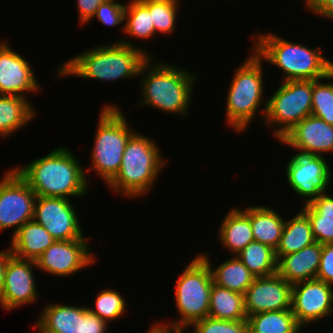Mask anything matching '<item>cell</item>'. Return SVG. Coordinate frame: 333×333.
<instances>
[{
	"mask_svg": "<svg viewBox=\"0 0 333 333\" xmlns=\"http://www.w3.org/2000/svg\"><path fill=\"white\" fill-rule=\"evenodd\" d=\"M145 50L125 38L113 44H101L64 62L57 69V77L73 75L107 82L135 78L142 64L151 57Z\"/></svg>",
	"mask_w": 333,
	"mask_h": 333,
	"instance_id": "1",
	"label": "cell"
},
{
	"mask_svg": "<svg viewBox=\"0 0 333 333\" xmlns=\"http://www.w3.org/2000/svg\"><path fill=\"white\" fill-rule=\"evenodd\" d=\"M77 159L62 146L26 166L13 168L37 196L69 199L86 195L88 191L87 169Z\"/></svg>",
	"mask_w": 333,
	"mask_h": 333,
	"instance_id": "2",
	"label": "cell"
},
{
	"mask_svg": "<svg viewBox=\"0 0 333 333\" xmlns=\"http://www.w3.org/2000/svg\"><path fill=\"white\" fill-rule=\"evenodd\" d=\"M149 57L141 66L140 105H146L166 113L181 117L186 116L192 103L193 86L196 82L195 73H191L167 62L152 64ZM195 74V75H194ZM145 78V79H144ZM142 98V99H141Z\"/></svg>",
	"mask_w": 333,
	"mask_h": 333,
	"instance_id": "3",
	"label": "cell"
},
{
	"mask_svg": "<svg viewBox=\"0 0 333 333\" xmlns=\"http://www.w3.org/2000/svg\"><path fill=\"white\" fill-rule=\"evenodd\" d=\"M257 35L251 49L262 60L283 70V81L318 80L330 74L331 60L322 55L321 47L308 48L275 33Z\"/></svg>",
	"mask_w": 333,
	"mask_h": 333,
	"instance_id": "4",
	"label": "cell"
},
{
	"mask_svg": "<svg viewBox=\"0 0 333 333\" xmlns=\"http://www.w3.org/2000/svg\"><path fill=\"white\" fill-rule=\"evenodd\" d=\"M159 150L157 142L135 132L126 144L119 172L107 186L128 198L148 193L166 164Z\"/></svg>",
	"mask_w": 333,
	"mask_h": 333,
	"instance_id": "5",
	"label": "cell"
},
{
	"mask_svg": "<svg viewBox=\"0 0 333 333\" xmlns=\"http://www.w3.org/2000/svg\"><path fill=\"white\" fill-rule=\"evenodd\" d=\"M251 53L234 71L226 98V122L236 132H243L248 128L262 102L265 106L260 110L259 118L264 120L267 109V99L265 101L263 98V60L254 50Z\"/></svg>",
	"mask_w": 333,
	"mask_h": 333,
	"instance_id": "6",
	"label": "cell"
},
{
	"mask_svg": "<svg viewBox=\"0 0 333 333\" xmlns=\"http://www.w3.org/2000/svg\"><path fill=\"white\" fill-rule=\"evenodd\" d=\"M175 283V306L180 320L155 324L167 330L184 331L194 322L208 317L213 284L209 264L200 255L195 256Z\"/></svg>",
	"mask_w": 333,
	"mask_h": 333,
	"instance_id": "7",
	"label": "cell"
},
{
	"mask_svg": "<svg viewBox=\"0 0 333 333\" xmlns=\"http://www.w3.org/2000/svg\"><path fill=\"white\" fill-rule=\"evenodd\" d=\"M103 106L94 136L90 168L108 184L119 172L126 144L136 131L128 126L124 112L116 104L105 103Z\"/></svg>",
	"mask_w": 333,
	"mask_h": 333,
	"instance_id": "8",
	"label": "cell"
},
{
	"mask_svg": "<svg viewBox=\"0 0 333 333\" xmlns=\"http://www.w3.org/2000/svg\"><path fill=\"white\" fill-rule=\"evenodd\" d=\"M312 94L313 80H290L282 81L274 94L267 99L263 122L267 127H274V137L278 141L311 115Z\"/></svg>",
	"mask_w": 333,
	"mask_h": 333,
	"instance_id": "9",
	"label": "cell"
},
{
	"mask_svg": "<svg viewBox=\"0 0 333 333\" xmlns=\"http://www.w3.org/2000/svg\"><path fill=\"white\" fill-rule=\"evenodd\" d=\"M36 197L14 168L8 170L0 181V231L13 227L14 235L25 222L33 220Z\"/></svg>",
	"mask_w": 333,
	"mask_h": 333,
	"instance_id": "10",
	"label": "cell"
},
{
	"mask_svg": "<svg viewBox=\"0 0 333 333\" xmlns=\"http://www.w3.org/2000/svg\"><path fill=\"white\" fill-rule=\"evenodd\" d=\"M34 325L38 333H107L108 323L88 307L48 304Z\"/></svg>",
	"mask_w": 333,
	"mask_h": 333,
	"instance_id": "11",
	"label": "cell"
},
{
	"mask_svg": "<svg viewBox=\"0 0 333 333\" xmlns=\"http://www.w3.org/2000/svg\"><path fill=\"white\" fill-rule=\"evenodd\" d=\"M324 158L296 153L287 163L285 171L288 184L296 194L305 198L304 205L310 204L321 193L329 190L331 170Z\"/></svg>",
	"mask_w": 333,
	"mask_h": 333,
	"instance_id": "12",
	"label": "cell"
},
{
	"mask_svg": "<svg viewBox=\"0 0 333 333\" xmlns=\"http://www.w3.org/2000/svg\"><path fill=\"white\" fill-rule=\"evenodd\" d=\"M74 207L71 199L37 196L33 220L44 226L55 240L89 239L83 236Z\"/></svg>",
	"mask_w": 333,
	"mask_h": 333,
	"instance_id": "13",
	"label": "cell"
},
{
	"mask_svg": "<svg viewBox=\"0 0 333 333\" xmlns=\"http://www.w3.org/2000/svg\"><path fill=\"white\" fill-rule=\"evenodd\" d=\"M88 240H55L36 259V269L49 273V275L68 277L95 264L98 258L91 253Z\"/></svg>",
	"mask_w": 333,
	"mask_h": 333,
	"instance_id": "14",
	"label": "cell"
},
{
	"mask_svg": "<svg viewBox=\"0 0 333 333\" xmlns=\"http://www.w3.org/2000/svg\"><path fill=\"white\" fill-rule=\"evenodd\" d=\"M292 312L303 328L333 314V286L317 279L292 286Z\"/></svg>",
	"mask_w": 333,
	"mask_h": 333,
	"instance_id": "15",
	"label": "cell"
},
{
	"mask_svg": "<svg viewBox=\"0 0 333 333\" xmlns=\"http://www.w3.org/2000/svg\"><path fill=\"white\" fill-rule=\"evenodd\" d=\"M33 267H37L33 260L21 259L12 254L8 257L0 295V306L6 311L37 301Z\"/></svg>",
	"mask_w": 333,
	"mask_h": 333,
	"instance_id": "16",
	"label": "cell"
},
{
	"mask_svg": "<svg viewBox=\"0 0 333 333\" xmlns=\"http://www.w3.org/2000/svg\"><path fill=\"white\" fill-rule=\"evenodd\" d=\"M292 286L278 273L255 277L244 294L247 317L261 312L292 309Z\"/></svg>",
	"mask_w": 333,
	"mask_h": 333,
	"instance_id": "17",
	"label": "cell"
},
{
	"mask_svg": "<svg viewBox=\"0 0 333 333\" xmlns=\"http://www.w3.org/2000/svg\"><path fill=\"white\" fill-rule=\"evenodd\" d=\"M8 42H0V95L26 97L41 87L27 59L11 49Z\"/></svg>",
	"mask_w": 333,
	"mask_h": 333,
	"instance_id": "18",
	"label": "cell"
},
{
	"mask_svg": "<svg viewBox=\"0 0 333 333\" xmlns=\"http://www.w3.org/2000/svg\"><path fill=\"white\" fill-rule=\"evenodd\" d=\"M279 142L304 155L322 156V153H332L333 125L310 115L295 125Z\"/></svg>",
	"mask_w": 333,
	"mask_h": 333,
	"instance_id": "19",
	"label": "cell"
},
{
	"mask_svg": "<svg viewBox=\"0 0 333 333\" xmlns=\"http://www.w3.org/2000/svg\"><path fill=\"white\" fill-rule=\"evenodd\" d=\"M322 245L313 243L305 248L282 256L277 261V273L284 278L289 284L316 279Z\"/></svg>",
	"mask_w": 333,
	"mask_h": 333,
	"instance_id": "20",
	"label": "cell"
},
{
	"mask_svg": "<svg viewBox=\"0 0 333 333\" xmlns=\"http://www.w3.org/2000/svg\"><path fill=\"white\" fill-rule=\"evenodd\" d=\"M55 239L34 220L25 222L21 228L12 235L11 254L27 260L36 259L54 243Z\"/></svg>",
	"mask_w": 333,
	"mask_h": 333,
	"instance_id": "21",
	"label": "cell"
},
{
	"mask_svg": "<svg viewBox=\"0 0 333 333\" xmlns=\"http://www.w3.org/2000/svg\"><path fill=\"white\" fill-rule=\"evenodd\" d=\"M227 213L222 219L218 238L221 245L236 256L249 243L254 241L249 219V207L244 210L235 207Z\"/></svg>",
	"mask_w": 333,
	"mask_h": 333,
	"instance_id": "22",
	"label": "cell"
},
{
	"mask_svg": "<svg viewBox=\"0 0 333 333\" xmlns=\"http://www.w3.org/2000/svg\"><path fill=\"white\" fill-rule=\"evenodd\" d=\"M268 206H249V219L254 241L276 250L279 246L285 219Z\"/></svg>",
	"mask_w": 333,
	"mask_h": 333,
	"instance_id": "23",
	"label": "cell"
},
{
	"mask_svg": "<svg viewBox=\"0 0 333 333\" xmlns=\"http://www.w3.org/2000/svg\"><path fill=\"white\" fill-rule=\"evenodd\" d=\"M199 255L209 264L213 283L217 286L244 295L255 278L237 256L233 255L232 258L223 261L219 266L213 268L210 263V256H207L204 253Z\"/></svg>",
	"mask_w": 333,
	"mask_h": 333,
	"instance_id": "24",
	"label": "cell"
},
{
	"mask_svg": "<svg viewBox=\"0 0 333 333\" xmlns=\"http://www.w3.org/2000/svg\"><path fill=\"white\" fill-rule=\"evenodd\" d=\"M36 112L26 97L0 95V136L6 138L25 127Z\"/></svg>",
	"mask_w": 333,
	"mask_h": 333,
	"instance_id": "25",
	"label": "cell"
},
{
	"mask_svg": "<svg viewBox=\"0 0 333 333\" xmlns=\"http://www.w3.org/2000/svg\"><path fill=\"white\" fill-rule=\"evenodd\" d=\"M301 210L310 221L315 241L321 245L333 243V196L321 193Z\"/></svg>",
	"mask_w": 333,
	"mask_h": 333,
	"instance_id": "26",
	"label": "cell"
},
{
	"mask_svg": "<svg viewBox=\"0 0 333 333\" xmlns=\"http://www.w3.org/2000/svg\"><path fill=\"white\" fill-rule=\"evenodd\" d=\"M315 242L310 221L307 215L300 210L293 218L285 220L280 243L275 250L277 261L282 256L297 252Z\"/></svg>",
	"mask_w": 333,
	"mask_h": 333,
	"instance_id": "27",
	"label": "cell"
},
{
	"mask_svg": "<svg viewBox=\"0 0 333 333\" xmlns=\"http://www.w3.org/2000/svg\"><path fill=\"white\" fill-rule=\"evenodd\" d=\"M209 317L226 321L246 320L244 295L212 284Z\"/></svg>",
	"mask_w": 333,
	"mask_h": 333,
	"instance_id": "28",
	"label": "cell"
},
{
	"mask_svg": "<svg viewBox=\"0 0 333 333\" xmlns=\"http://www.w3.org/2000/svg\"><path fill=\"white\" fill-rule=\"evenodd\" d=\"M246 321L249 333H299L302 329L292 309L257 313Z\"/></svg>",
	"mask_w": 333,
	"mask_h": 333,
	"instance_id": "29",
	"label": "cell"
},
{
	"mask_svg": "<svg viewBox=\"0 0 333 333\" xmlns=\"http://www.w3.org/2000/svg\"><path fill=\"white\" fill-rule=\"evenodd\" d=\"M255 277L277 273L275 250L258 241H252L236 255Z\"/></svg>",
	"mask_w": 333,
	"mask_h": 333,
	"instance_id": "30",
	"label": "cell"
},
{
	"mask_svg": "<svg viewBox=\"0 0 333 333\" xmlns=\"http://www.w3.org/2000/svg\"><path fill=\"white\" fill-rule=\"evenodd\" d=\"M125 21L122 28L127 37L145 40L156 34L149 9L140 0H131L126 5Z\"/></svg>",
	"mask_w": 333,
	"mask_h": 333,
	"instance_id": "31",
	"label": "cell"
},
{
	"mask_svg": "<svg viewBox=\"0 0 333 333\" xmlns=\"http://www.w3.org/2000/svg\"><path fill=\"white\" fill-rule=\"evenodd\" d=\"M151 14L155 33L171 34L176 29L180 0H140ZM179 1V3H178Z\"/></svg>",
	"mask_w": 333,
	"mask_h": 333,
	"instance_id": "32",
	"label": "cell"
},
{
	"mask_svg": "<svg viewBox=\"0 0 333 333\" xmlns=\"http://www.w3.org/2000/svg\"><path fill=\"white\" fill-rule=\"evenodd\" d=\"M126 305V301L119 291L105 288L97 294L95 308L88 307V310L109 324L112 320L122 318Z\"/></svg>",
	"mask_w": 333,
	"mask_h": 333,
	"instance_id": "33",
	"label": "cell"
},
{
	"mask_svg": "<svg viewBox=\"0 0 333 333\" xmlns=\"http://www.w3.org/2000/svg\"><path fill=\"white\" fill-rule=\"evenodd\" d=\"M321 80L333 81V76L329 74L323 79L313 80L311 115L333 125V83H322Z\"/></svg>",
	"mask_w": 333,
	"mask_h": 333,
	"instance_id": "34",
	"label": "cell"
},
{
	"mask_svg": "<svg viewBox=\"0 0 333 333\" xmlns=\"http://www.w3.org/2000/svg\"><path fill=\"white\" fill-rule=\"evenodd\" d=\"M193 333H249L246 320L226 321L206 317L194 322L191 326Z\"/></svg>",
	"mask_w": 333,
	"mask_h": 333,
	"instance_id": "35",
	"label": "cell"
},
{
	"mask_svg": "<svg viewBox=\"0 0 333 333\" xmlns=\"http://www.w3.org/2000/svg\"><path fill=\"white\" fill-rule=\"evenodd\" d=\"M126 4L117 3L116 0H106L101 3L93 18H97L106 26H118L125 21Z\"/></svg>",
	"mask_w": 333,
	"mask_h": 333,
	"instance_id": "36",
	"label": "cell"
},
{
	"mask_svg": "<svg viewBox=\"0 0 333 333\" xmlns=\"http://www.w3.org/2000/svg\"><path fill=\"white\" fill-rule=\"evenodd\" d=\"M316 279L333 286V243L322 245L320 266Z\"/></svg>",
	"mask_w": 333,
	"mask_h": 333,
	"instance_id": "37",
	"label": "cell"
},
{
	"mask_svg": "<svg viewBox=\"0 0 333 333\" xmlns=\"http://www.w3.org/2000/svg\"><path fill=\"white\" fill-rule=\"evenodd\" d=\"M106 0H77L80 25H85L91 22L93 16L101 3Z\"/></svg>",
	"mask_w": 333,
	"mask_h": 333,
	"instance_id": "38",
	"label": "cell"
},
{
	"mask_svg": "<svg viewBox=\"0 0 333 333\" xmlns=\"http://www.w3.org/2000/svg\"><path fill=\"white\" fill-rule=\"evenodd\" d=\"M308 9L317 15L333 20V0H314Z\"/></svg>",
	"mask_w": 333,
	"mask_h": 333,
	"instance_id": "39",
	"label": "cell"
},
{
	"mask_svg": "<svg viewBox=\"0 0 333 333\" xmlns=\"http://www.w3.org/2000/svg\"><path fill=\"white\" fill-rule=\"evenodd\" d=\"M11 255L10 248L5 252H0V295L2 293L3 285H4V271L7 263L8 257Z\"/></svg>",
	"mask_w": 333,
	"mask_h": 333,
	"instance_id": "40",
	"label": "cell"
},
{
	"mask_svg": "<svg viewBox=\"0 0 333 333\" xmlns=\"http://www.w3.org/2000/svg\"><path fill=\"white\" fill-rule=\"evenodd\" d=\"M151 328L146 331V333H169V330L159 327L156 324L150 326Z\"/></svg>",
	"mask_w": 333,
	"mask_h": 333,
	"instance_id": "41",
	"label": "cell"
},
{
	"mask_svg": "<svg viewBox=\"0 0 333 333\" xmlns=\"http://www.w3.org/2000/svg\"><path fill=\"white\" fill-rule=\"evenodd\" d=\"M306 3V5H307V7L314 1V0H304Z\"/></svg>",
	"mask_w": 333,
	"mask_h": 333,
	"instance_id": "42",
	"label": "cell"
},
{
	"mask_svg": "<svg viewBox=\"0 0 333 333\" xmlns=\"http://www.w3.org/2000/svg\"><path fill=\"white\" fill-rule=\"evenodd\" d=\"M330 74L333 76V61H331Z\"/></svg>",
	"mask_w": 333,
	"mask_h": 333,
	"instance_id": "43",
	"label": "cell"
},
{
	"mask_svg": "<svg viewBox=\"0 0 333 333\" xmlns=\"http://www.w3.org/2000/svg\"><path fill=\"white\" fill-rule=\"evenodd\" d=\"M169 333H184L183 331H174V330H169Z\"/></svg>",
	"mask_w": 333,
	"mask_h": 333,
	"instance_id": "44",
	"label": "cell"
}]
</instances>
